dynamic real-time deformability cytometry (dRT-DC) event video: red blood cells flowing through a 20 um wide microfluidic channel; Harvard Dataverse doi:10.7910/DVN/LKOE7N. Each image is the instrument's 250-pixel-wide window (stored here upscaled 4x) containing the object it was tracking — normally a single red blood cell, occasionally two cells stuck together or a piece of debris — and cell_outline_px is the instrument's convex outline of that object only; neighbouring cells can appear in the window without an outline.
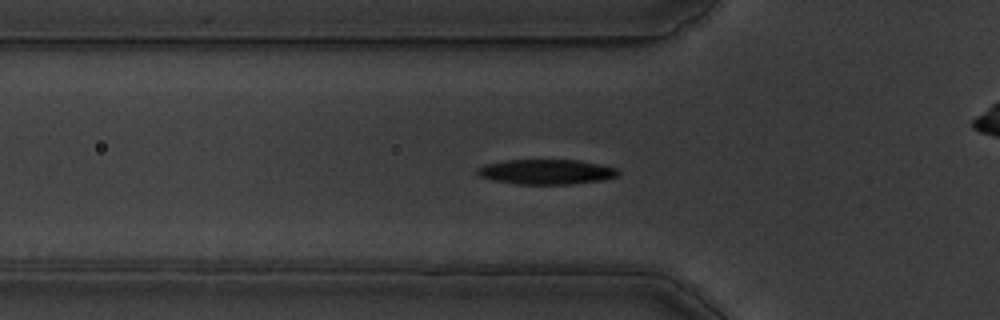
{"species": "common noctule bat (a hibernating species)", "species_latin": "Nyctalus noctula", "temperature_condition": "warm", "stored_images_in_passage": 45, "camera_frame_rate_fps": 3000, "um_per_image_px": 0.085, "animal": {"sex": "male", "body_mass_g": 19.5, "forearm_length_mm": 54.6}, "frame": {"image": 1, "passage_image": 6, "time_ms": 1.667, "image_size_px": [1000, 320], "cell_outline_px": [[620, 172], [616, 176], [604, 180], [572, 184], [516, 184], [492, 180], [480, 176], [476, 172], [476, 168], [484, 164], [504, 160], [580, 160], [600, 164], [616, 168]], "centroid_in_image_um": [46.42, 14.6], "position_along_channel_um": 79.4, "area_um2": 20.63}}
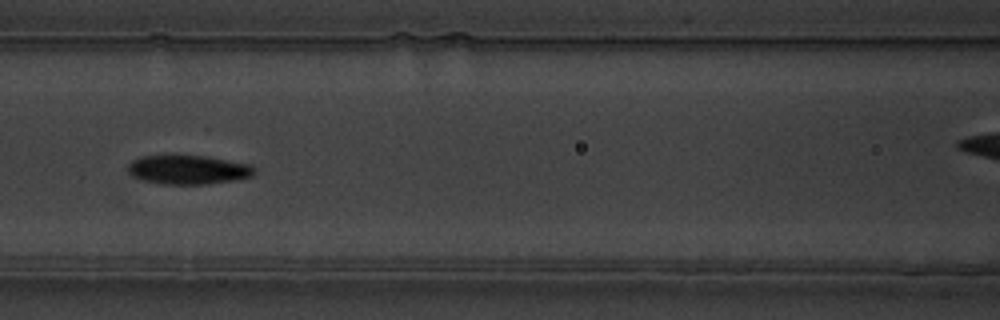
{"frame": {"image": 2, "passage_image": 12, "time_ms": 3.667, "image_size_px": [1000, 320], "cell_outline_px": [[256, 172], [252, 176], [236, 180], [208, 184], [160, 184], [144, 180], [132, 176], [128, 172], [128, 164], [132, 160], [140, 156], [204, 156], [248, 164], [256, 168]], "centroid_in_image_um": [15.99, 14.44], "position_along_channel_um": 150.6, "area_um2": 21.33}}
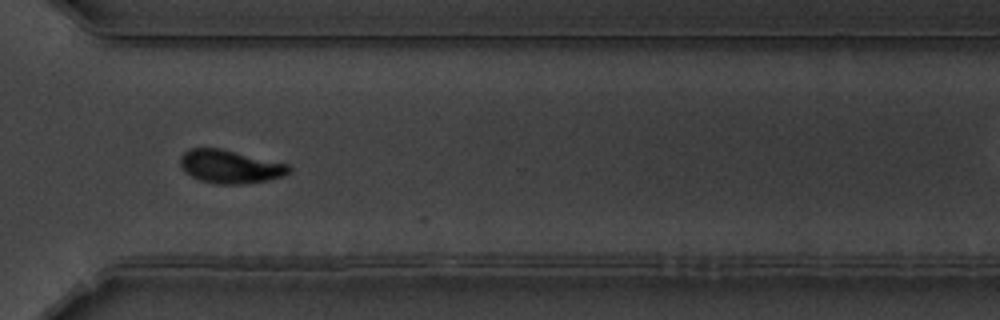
{"frame": {"image": 3, "passage_image": 29, "time_ms": 9.333, "image_size_px": [1000, 320], "cell_outline_px": [[292, 168], [284, 176], [268, 180], [244, 184], [216, 184], [200, 180], [184, 172], [180, 164], [180, 156], [188, 148], [220, 148], [288, 164]], "centroid_in_image_um": [19.54, 14.16], "position_along_channel_um": 351.1, "area_um2": 21.1}, "authors_computed_cell_mechanics": {"area_um2": 21.2126, "velocity_mm_per_s": 3.5395, "shape_relaxation_time_tau1_ms": 3.2331, "shape_relaxation_time_tau2_ms": 2.1298, "deformation_change_tau1": 0.1571, "deformation_change_tau2": 0.0794}}